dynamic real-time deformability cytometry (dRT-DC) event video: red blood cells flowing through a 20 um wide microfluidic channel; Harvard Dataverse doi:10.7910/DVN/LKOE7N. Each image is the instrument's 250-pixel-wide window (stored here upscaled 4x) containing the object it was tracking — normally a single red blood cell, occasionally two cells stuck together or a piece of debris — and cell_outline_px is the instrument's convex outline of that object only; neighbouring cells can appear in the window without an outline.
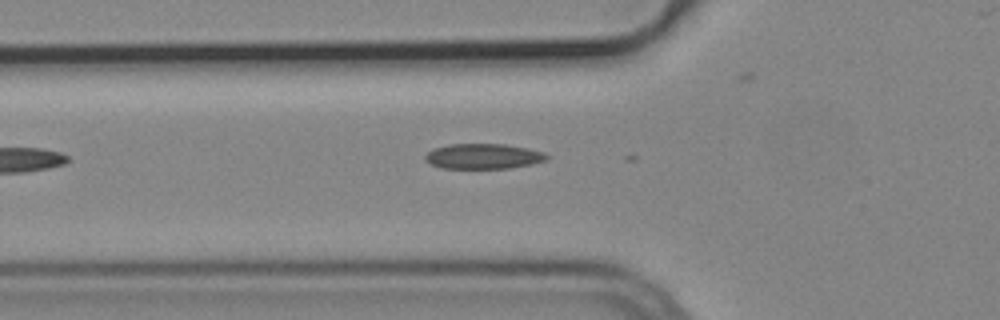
{"species": "common noctule bat (a hibernating species)", "species_latin": "Nyctalus noctula", "temperature_condition": "cold", "stored_images_in_passage": 5, "camera_frame_rate_fps": 3000, "um_per_image_px": 0.085, "animal": {"sex": "male", "body_mass_g": 19.2, "forearm_length_mm": 51.8}, "frame": {"image": 1, "passage_image": 2, "time_ms": 0.333, "image_size_px": [1000, 320], "cell_outline_px": [[548, 160], [532, 164], [508, 168], [440, 168], [424, 160], [424, 156], [432, 148], [452, 144], [504, 144], [528, 148], [544, 152], [548, 156]], "centroid_in_image_um": [41.08, 13.28], "position_along_channel_um": 84.7, "area_um2": 17.92}}